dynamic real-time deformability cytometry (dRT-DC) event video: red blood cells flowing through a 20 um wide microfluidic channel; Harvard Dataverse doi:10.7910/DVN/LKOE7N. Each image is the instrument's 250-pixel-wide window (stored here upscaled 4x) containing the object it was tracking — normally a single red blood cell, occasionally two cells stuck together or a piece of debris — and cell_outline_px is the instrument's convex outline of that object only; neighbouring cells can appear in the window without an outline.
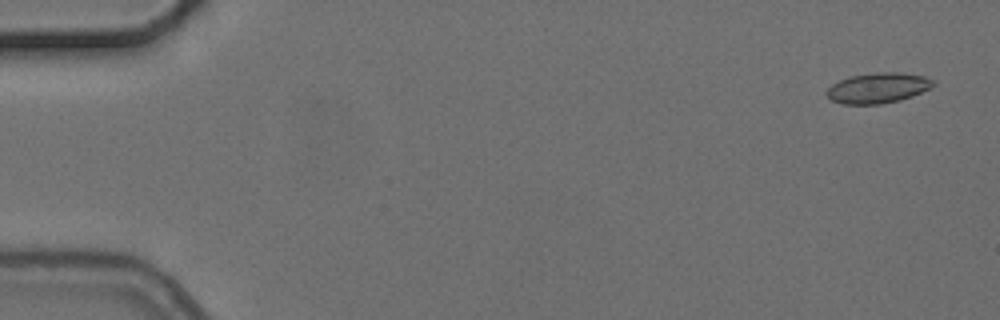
{"species": "common noctule bat (a hibernating species)", "species_latin": "Nyctalus noctula", "temperature_condition": "cold", "stored_images_in_passage": 5, "camera_frame_rate_fps": 3000, "um_per_image_px": 0.085, "animal": {"sex": "female", "body_mass_g": 24.6, "forearm_length_mm": 56.2}, "frame": {"image": 1, "passage_image": 1, "time_ms": 0.0, "image_size_px": [1000, 320], "cell_outline_px": [[936, 84], [932, 88], [912, 96], [900, 100], [880, 104], [844, 104], [832, 100], [824, 92], [832, 84], [848, 76], [876, 72], [900, 72], [924, 76], [936, 80]], "centroid_in_image_um": [74.66, 7.46], "position_along_channel_um": 10.3, "area_um2": 19.07}}
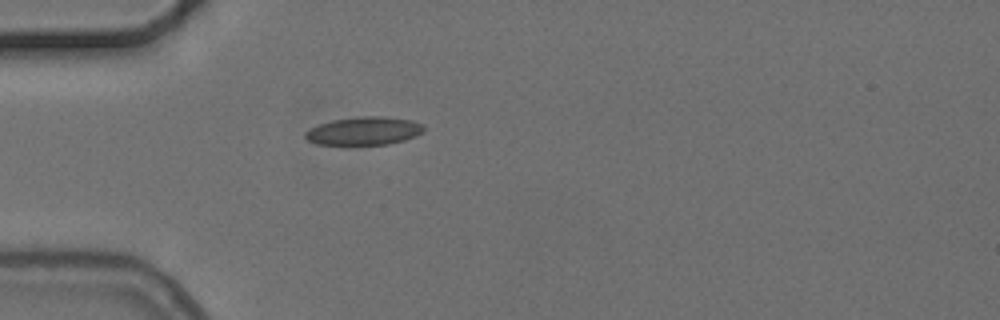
{"frame": {"image": 2, "passage_image": 5, "time_ms": 4.667, "image_size_px": [1000, 320], "cell_outline_px": [[424, 132], [416, 136], [404, 140], [388, 144], [316, 144], [308, 140], [304, 136], [304, 132], [320, 124], [332, 120], [360, 116], [384, 116], [412, 120], [424, 124]], "centroid_in_image_um": [30.98, 11.12], "position_along_channel_um": 54.0, "area_um2": 19.42}}